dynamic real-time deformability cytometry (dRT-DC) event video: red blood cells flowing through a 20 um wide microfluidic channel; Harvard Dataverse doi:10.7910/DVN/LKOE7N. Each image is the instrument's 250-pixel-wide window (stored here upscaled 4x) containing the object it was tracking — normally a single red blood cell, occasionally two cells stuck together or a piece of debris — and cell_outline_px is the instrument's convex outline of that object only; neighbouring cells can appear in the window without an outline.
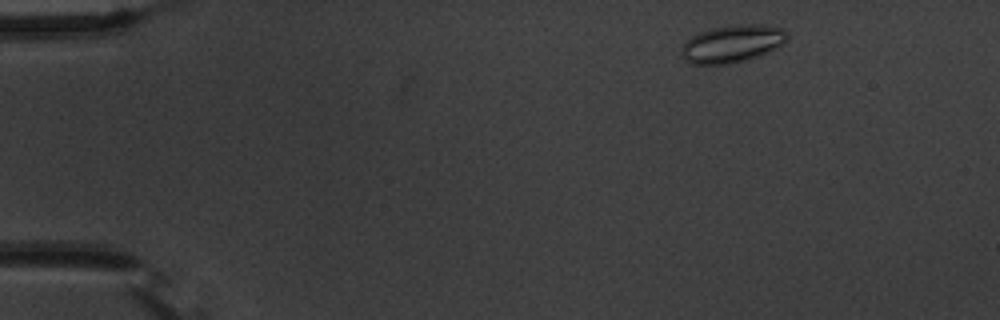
{"species": "common noctule bat (a hibernating species)", "species_latin": "Nyctalus noctula", "temperature_condition": "warm", "stored_images_in_passage": 52, "camera_frame_rate_fps": 3000, "um_per_image_px": 0.085, "animal": {"sex": "male", "body_mass_g": 20.1, "forearm_length_mm": 53.5}, "frame": {"image": 1, "passage_image": 4, "time_ms": 1.0, "image_size_px": [1000, 320], "cell_outline_px": [[788, 36], [784, 44], [768, 52], [748, 60], [728, 64], [692, 64], [684, 60], [680, 52], [680, 48], [692, 36], [700, 32], [712, 28], [728, 24], [756, 24], [780, 28], [788, 32]], "centroid_in_image_um": [62.23, 3.72], "position_along_channel_um": 22.8, "area_um2": 23.29}}
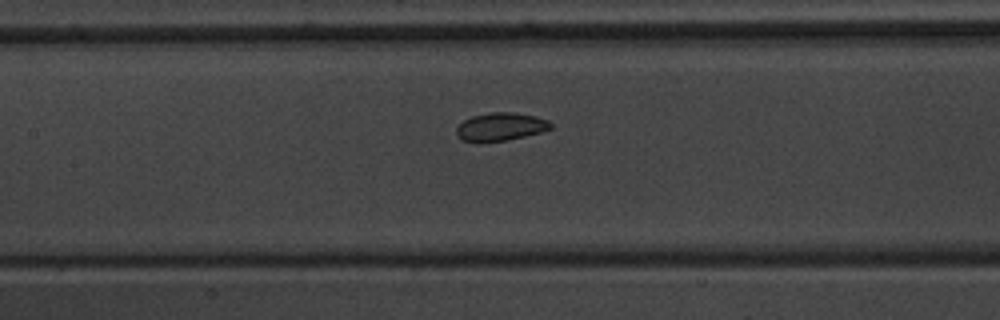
{"frame": {"image": 2, "passage_image": 23, "time_ms": 7.333, "image_size_px": [1000, 320], "cell_outline_px": [[552, 128], [544, 132], [508, 140], [460, 140], [456, 132], [456, 128], [464, 120], [472, 116], [488, 112], [516, 112], [536, 116], [548, 120], [552, 124]], "centroid_in_image_um": [42.62, 10.74], "position_along_channel_um": 164.8, "area_um2": 15.32}}
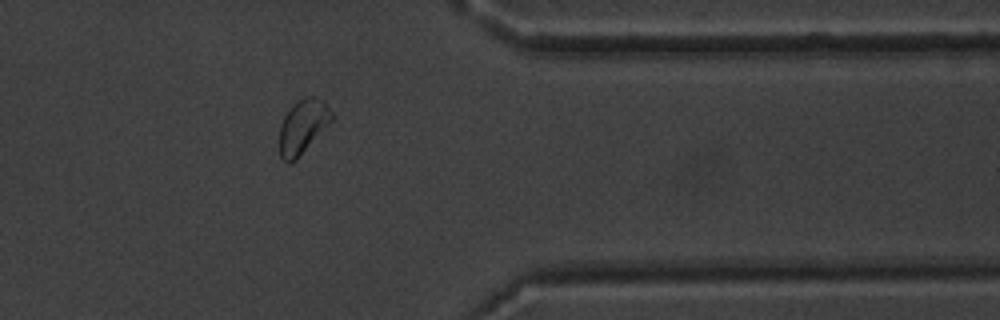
{"frame": {"image": 3, "passage_image": 42, "time_ms": 13.667, "image_size_px": [1000, 320], "cell_outline_px": [[332, 120], [296, 160], [288, 164], [280, 156], [280, 128], [284, 116], [292, 104], [296, 100], [304, 96], [312, 96], [324, 100], [332, 112]], "centroid_in_image_um": [25.73, 10.72], "position_along_channel_um": 385.7, "area_um2": 16.36}, "authors_computed_cell_mechanics": {"area_um2": 16.3285, "velocity_mm_per_s": 3.6612, "shape_relaxation_time_tau1_ms": null, "shape_relaxation_time_tau2_ms": 2.2362, "deformation_change_tau1": null, "deformation_change_tau2": 0.06}}